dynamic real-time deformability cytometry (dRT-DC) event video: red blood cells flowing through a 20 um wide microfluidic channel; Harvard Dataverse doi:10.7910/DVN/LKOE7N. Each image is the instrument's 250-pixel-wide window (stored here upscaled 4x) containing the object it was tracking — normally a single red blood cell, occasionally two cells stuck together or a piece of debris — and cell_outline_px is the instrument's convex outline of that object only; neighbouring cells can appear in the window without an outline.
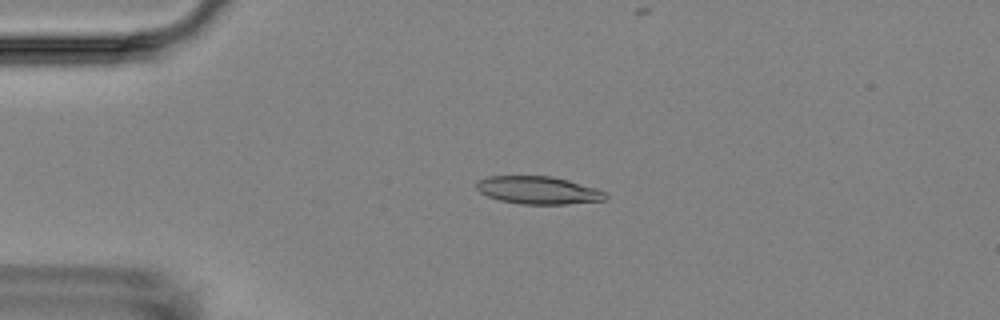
{"species": "Egyptian fruit bat (a non-hibernating species)", "species_latin": "Rousettus aegyptiacus", "temperature_condition": "room temperature", "stored_images_in_passage": 6, "camera_frame_rate_fps": 3000, "um_per_image_px": 0.085, "animal": {"sex": "female"}, "frame": {"image": 1, "passage_image": 4, "time_ms": 3.667, "image_size_px": [1000, 320], "cell_outline_px": [[608, 196], [604, 200], [568, 204], [520, 204], [500, 200], [488, 196], [480, 192], [476, 188], [476, 184], [480, 180], [488, 176], [552, 176], [568, 180], [596, 188], [604, 192]], "centroid_in_image_um": [45.75, 16.17], "position_along_channel_um": 39.2, "area_um2": 20.75}}